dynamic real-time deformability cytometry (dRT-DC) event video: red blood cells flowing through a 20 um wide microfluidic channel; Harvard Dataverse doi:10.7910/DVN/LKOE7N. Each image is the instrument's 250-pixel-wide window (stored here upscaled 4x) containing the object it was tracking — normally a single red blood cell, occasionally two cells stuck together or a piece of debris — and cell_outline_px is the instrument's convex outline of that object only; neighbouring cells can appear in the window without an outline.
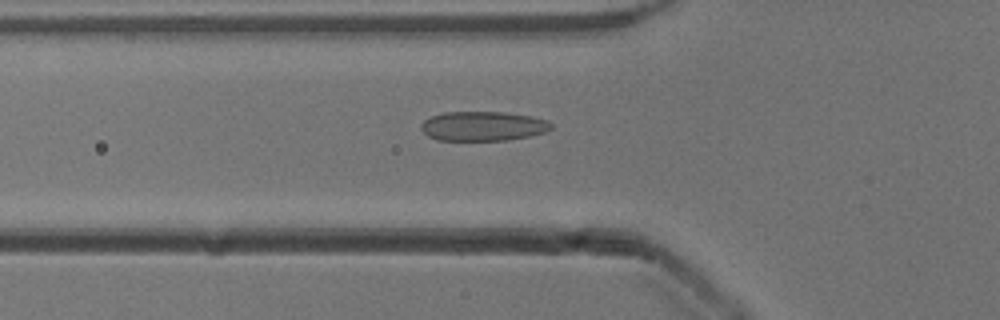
{"species": "common noctule bat (a hibernating species)", "species_latin": "Nyctalus noctula", "temperature_condition": "cold", "stored_images_in_passage": 47, "camera_frame_rate_fps": 3000, "um_per_image_px": 0.085, "animal": {"sex": "male", "body_mass_g": 13.3}, "frame": {"image": 1, "passage_image": 17, "time_ms": 5.333, "image_size_px": [1000, 320], "cell_outline_px": [[552, 128], [544, 132], [528, 136], [508, 140], [436, 140], [428, 136], [420, 128], [420, 124], [424, 120], [432, 116], [444, 112], [504, 112], [532, 116], [548, 120], [552, 124]], "centroid_in_image_um": [41.04, 10.72], "position_along_channel_um": 84.8, "area_um2": 22.37}}
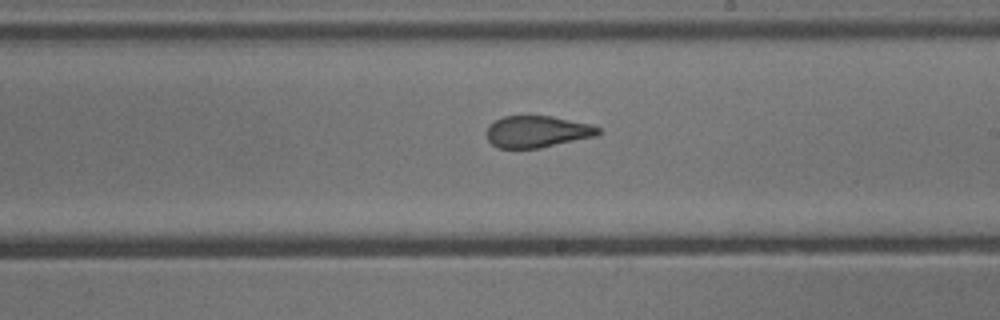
{"frame": {"image": 2, "passage_image": 29, "time_ms": 9.333, "image_size_px": [1000, 320], "cell_outline_px": [[600, 132], [596, 136], [540, 148], [496, 148], [488, 140], [484, 132], [488, 124], [504, 116], [552, 116], [592, 124], [600, 128]], "centroid_in_image_um": [45.63, 11.19], "position_along_channel_um": 243.4, "area_um2": 20.87}}
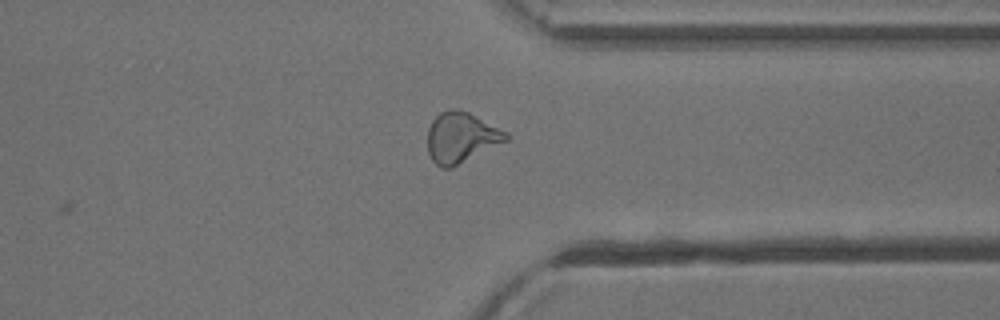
{"frame": {"image": 3, "passage_image": 39, "time_ms": 12.667, "image_size_px": [1000, 320], "cell_outline_px": [[508, 140], [452, 168], [440, 168], [432, 160], [428, 152], [428, 128], [432, 120], [440, 112], [448, 108], [456, 108], [468, 112], [508, 132]], "centroid_in_image_um": [39.18, 11.68], "position_along_channel_um": 372.2, "area_um2": 23.18}, "authors_computed_cell_mechanics": {"area_um2": 21.9062, "velocity_mm_per_s": 3.938, "shape_relaxation_time_tau1_ms": 5.6886, "shape_relaxation_time_tau2_ms": 0.9888, "deformation_change_tau1": 0.1451, "deformation_change_tau2": 0.0714}}